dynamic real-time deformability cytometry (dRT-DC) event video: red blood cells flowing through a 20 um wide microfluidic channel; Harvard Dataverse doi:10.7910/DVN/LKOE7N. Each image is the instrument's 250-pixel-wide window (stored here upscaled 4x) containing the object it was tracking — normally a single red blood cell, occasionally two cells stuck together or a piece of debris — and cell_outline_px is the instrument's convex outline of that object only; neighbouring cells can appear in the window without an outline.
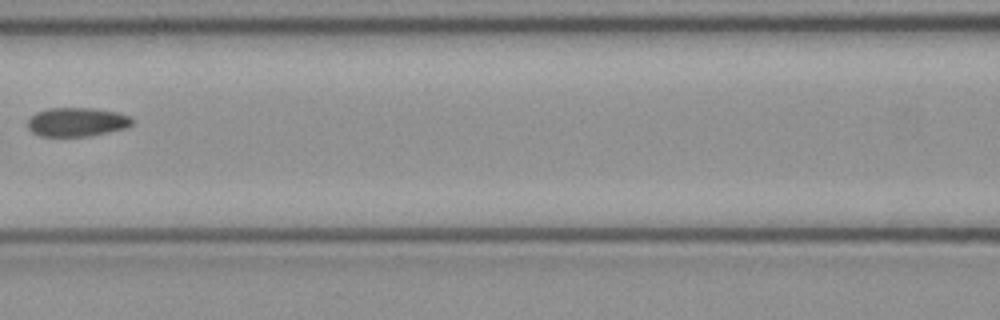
{"species": "common noctule bat (a hibernating species)", "species_latin": "Nyctalus noctula", "temperature_condition": "cold", "stored_images_in_passage": 5, "camera_frame_rate_fps": 3000, "um_per_image_px": 0.085, "animal": {"sex": "female", "body_mass_g": 21.9}, "frame": {"image": 1, "passage_image": 4, "time_ms": 1.0, "image_size_px": [1000, 320], "cell_outline_px": [[132, 124], [124, 128], [108, 132], [88, 136], [40, 136], [32, 132], [28, 128], [28, 120], [36, 112], [48, 108], [92, 108], [116, 112], [132, 116]], "centroid_in_image_um": [6.52, 10.36], "position_along_channel_um": 160.1, "area_um2": 17.51}}
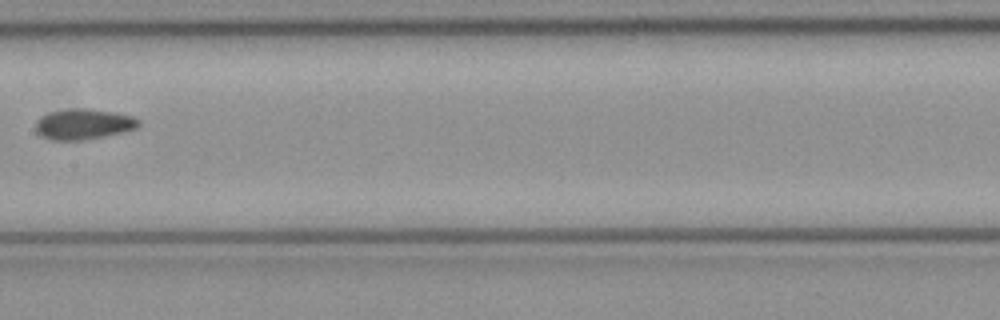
{"frame": {"image": 2, "passage_image": 5, "time_ms": 1.333, "image_size_px": [1000, 320], "cell_outline_px": [[140, 124], [136, 128], [124, 132], [84, 140], [48, 140], [40, 136], [36, 132], [36, 120], [40, 116], [52, 112], [72, 108], [88, 108], [112, 112], [132, 116], [140, 120]], "centroid_in_image_um": [7.07, 10.56], "position_along_channel_um": 200.3, "area_um2": 18.44}}